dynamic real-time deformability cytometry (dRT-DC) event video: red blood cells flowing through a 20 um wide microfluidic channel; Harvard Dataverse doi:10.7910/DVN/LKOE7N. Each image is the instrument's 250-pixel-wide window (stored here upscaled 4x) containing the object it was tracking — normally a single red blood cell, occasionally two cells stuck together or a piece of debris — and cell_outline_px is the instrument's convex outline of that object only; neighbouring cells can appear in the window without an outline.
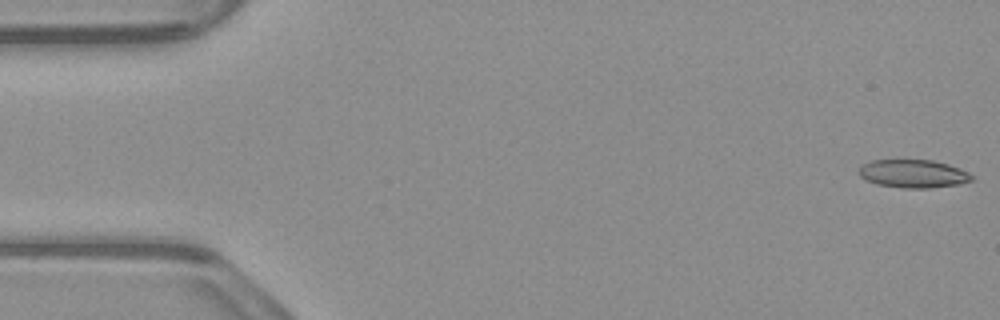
{"species": "common noctule bat (a hibernating species)", "species_latin": "Nyctalus noctula", "temperature_condition": "warm", "stored_images_in_passage": 52, "camera_frame_rate_fps": 3000, "um_per_image_px": 0.085, "animal": {"sex": "male", "body_mass_g": 23.1, "forearm_length_mm": 52.7}, "frame": {"image": 1, "passage_image": 1, "time_ms": 0.0, "image_size_px": [1000, 320], "cell_outline_px": [[972, 180], [960, 184], [928, 188], [904, 188], [876, 184], [860, 176], [856, 172], [864, 164], [872, 160], [932, 160], [948, 164], [960, 168], [968, 172], [972, 176]], "centroid_in_image_um": [77.62, 14.76], "position_along_channel_um": 7.4, "area_um2": 18.44}}
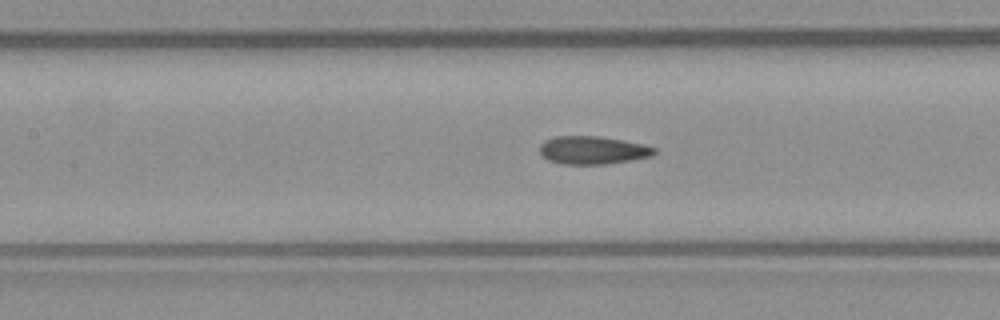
{"frame": {"image": 2, "passage_image": 23, "time_ms": 7.333, "image_size_px": [1000, 320], "cell_outline_px": [[656, 152], [652, 156], [632, 160], [608, 164], [564, 164], [548, 160], [540, 152], [540, 144], [544, 140], [556, 136], [600, 136], [624, 140], [644, 144], [656, 148]], "centroid_in_image_um": [50.41, 12.76], "position_along_channel_um": 157.0, "area_um2": 18.84}}
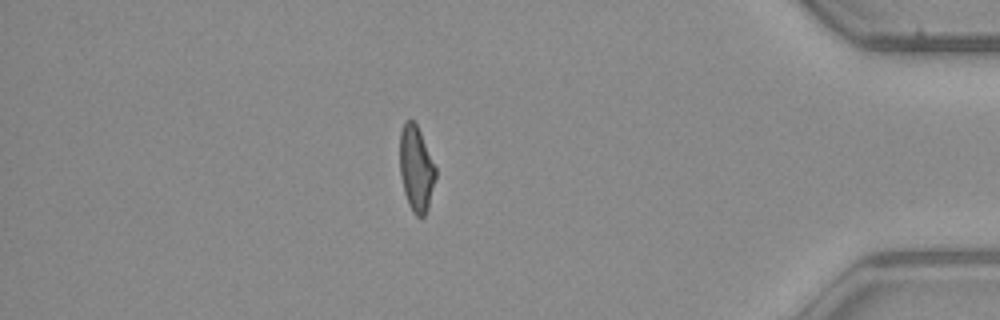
{"frame": {"image": 3, "passage_image": 45, "time_ms": 14.667, "image_size_px": [1000, 320], "cell_outline_px": [[436, 176], [428, 208], [424, 216], [416, 216], [412, 212], [408, 204], [404, 192], [400, 176], [400, 132], [404, 120], [412, 120], [416, 124], [420, 132], [436, 168]], "centroid_in_image_um": [35.36, 14.35], "position_along_channel_um": 399.8, "area_um2": 17.8}, "authors_computed_cell_mechanics": {"area_um2": 18.8139, "velocity_mm_per_s": 3.9246, "shape_relaxation_time_tau1_ms": 4.6898, "shape_relaxation_time_tau2_ms": 2.1033, "deformation_change_tau1": 0.1506, "deformation_change_tau2": 0.1074}}